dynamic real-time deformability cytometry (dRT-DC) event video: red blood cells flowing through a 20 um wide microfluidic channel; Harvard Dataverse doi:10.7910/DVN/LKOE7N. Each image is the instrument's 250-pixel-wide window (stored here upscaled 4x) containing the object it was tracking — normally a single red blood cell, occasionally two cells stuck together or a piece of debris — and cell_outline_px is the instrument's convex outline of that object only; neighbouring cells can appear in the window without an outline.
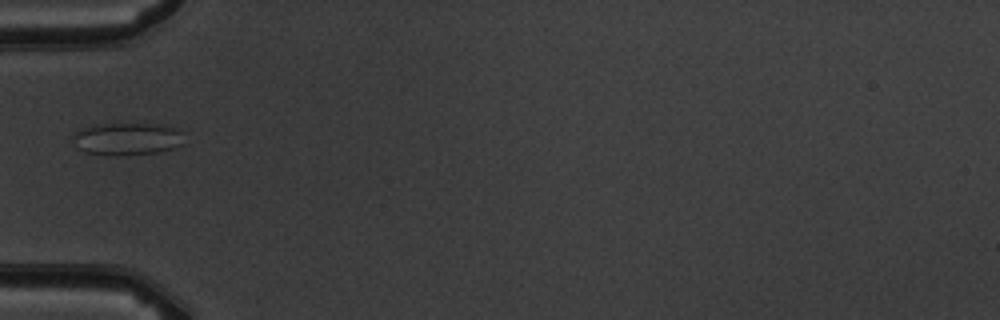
{"species": "common noctule bat (a hibernating species)", "species_latin": "Nyctalus noctula", "temperature_condition": "warm", "stored_images_in_passage": 7, "camera_frame_rate_fps": 3000, "um_per_image_px": 0.085, "animal": {"sex": "male", "body_mass_g": 19.5, "forearm_length_mm": 54.6}, "frame": {"image": 1, "passage_image": 5, "time_ms": 4.667, "image_size_px": [1000, 320], "cell_outline_px": [[184, 144], [172, 148], [156, 152], [120, 156], [112, 156], [84, 152], [76, 148], [72, 140], [72, 136], [76, 132], [84, 128], [96, 124], [164, 124], [180, 128]], "centroid_in_image_um": [10.81, 11.81], "position_along_channel_um": 74.2, "area_um2": 21.33}}
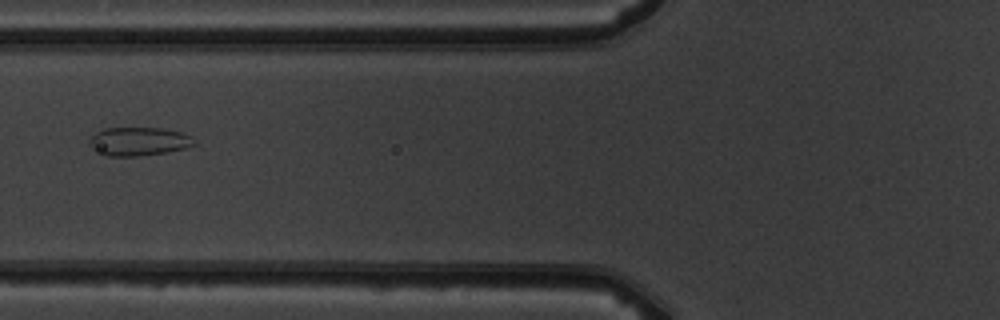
{"frame": {"image": 2, "passage_image": 6, "time_ms": 5.667, "image_size_px": [1000, 320], "cell_outline_px": [[200, 144], [188, 148], [164, 152], [136, 156], [104, 156], [92, 148], [88, 144], [88, 140], [96, 132], [104, 128], [160, 128], [180, 132], [192, 136]], "centroid_in_image_um": [11.82, 12.02], "position_along_channel_um": 114.0, "area_um2": 17.63}}
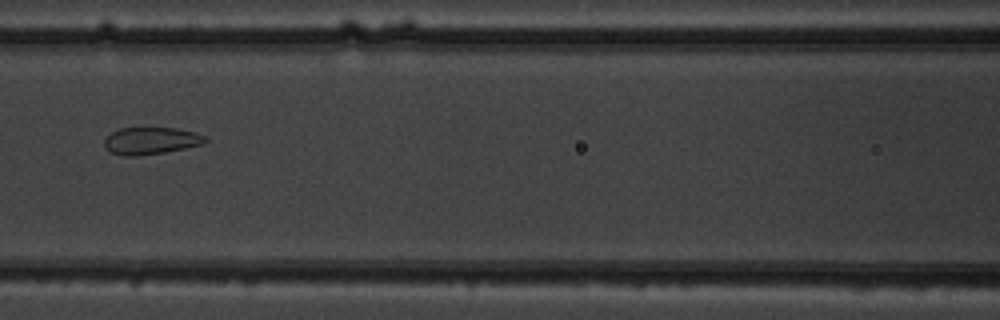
{"frame": {"image": 3, "passage_image": 7, "time_ms": 6.667, "image_size_px": [1000, 320], "cell_outline_px": [[208, 140], [204, 144], [164, 152], [140, 156], [120, 156], [108, 152], [104, 144], [104, 140], [112, 132], [120, 128], [176, 128], [196, 132], [204, 136]], "centroid_in_image_um": [12.81, 11.97], "position_along_channel_um": 153.8, "area_um2": 16.07}}